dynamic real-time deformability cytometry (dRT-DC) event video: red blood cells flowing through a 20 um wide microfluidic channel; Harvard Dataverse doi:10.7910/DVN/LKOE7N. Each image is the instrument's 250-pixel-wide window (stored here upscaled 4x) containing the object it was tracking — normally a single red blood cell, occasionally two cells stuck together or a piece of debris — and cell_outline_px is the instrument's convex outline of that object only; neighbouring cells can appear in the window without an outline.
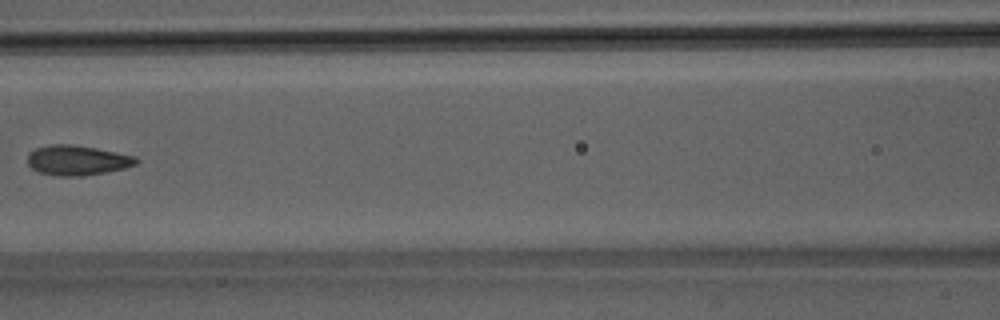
{"species": "Egyptian fruit bat (a non-hibernating species)", "species_latin": "Rousettus aegyptiacus", "temperature_condition": "room temperature", "stored_images_in_passage": 6, "camera_frame_rate_fps": 3000, "um_per_image_px": 0.085, "animal": {"sex": "male"}, "frame": {"image": 1, "passage_image": 6, "time_ms": 1.667, "image_size_px": [1000, 320], "cell_outline_px": [[140, 160], [136, 164], [124, 168], [104, 172], [80, 176], [56, 176], [40, 172], [32, 168], [28, 164], [28, 152], [36, 148], [52, 144], [72, 144], [96, 148], [136, 156]], "centroid_in_image_um": [6.56, 13.61], "position_along_channel_um": 160.0, "area_um2": 18.9}}